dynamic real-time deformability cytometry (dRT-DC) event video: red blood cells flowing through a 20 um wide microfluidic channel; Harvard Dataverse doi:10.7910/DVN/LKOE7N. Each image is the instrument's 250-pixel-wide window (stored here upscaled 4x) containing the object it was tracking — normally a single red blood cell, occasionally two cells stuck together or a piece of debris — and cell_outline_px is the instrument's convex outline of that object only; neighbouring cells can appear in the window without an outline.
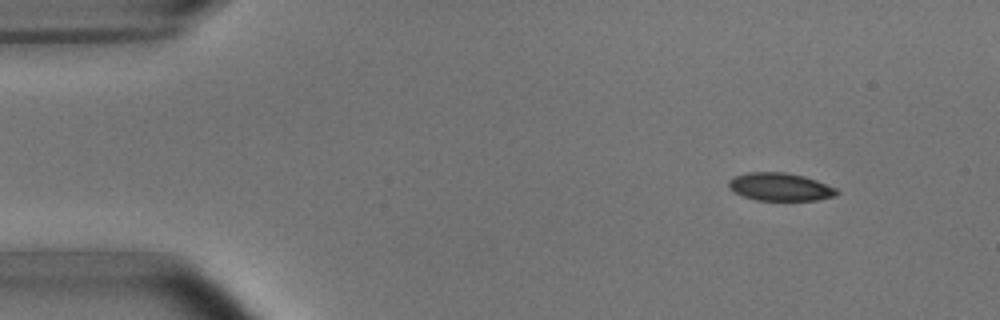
{"species": "common noctule bat (a hibernating species)", "species_latin": "Nyctalus noctula", "temperature_condition": "room temperature", "stored_images_in_passage": 7, "camera_frame_rate_fps": 3000, "um_per_image_px": 0.085, "animal": {"sex": "male", "body_mass_g": 15.6}, "frame": {"image": 1, "passage_image": 2, "time_ms": 1.0, "image_size_px": [1000, 320], "cell_outline_px": [[840, 192], [836, 196], [816, 200], [756, 200], [744, 196], [736, 192], [728, 184], [728, 180], [732, 176], [748, 172], [784, 172], [804, 176], [816, 180], [836, 188]], "centroid_in_image_um": [66.33, 15.87], "position_along_channel_um": 18.7, "area_um2": 17.51}}
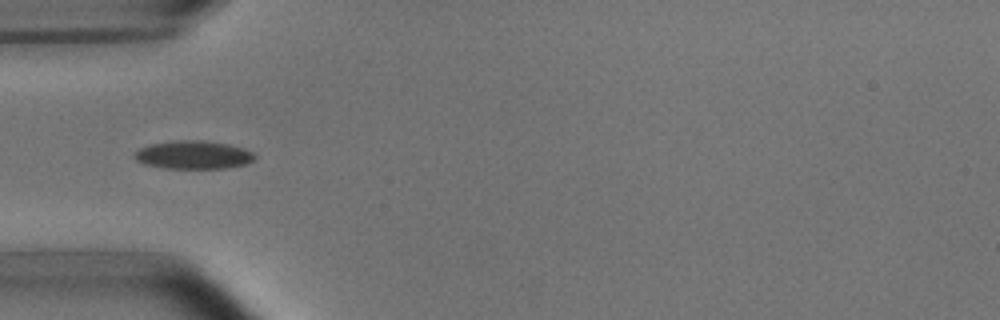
{"frame": {"image": 2, "passage_image": 5, "time_ms": 4.667, "image_size_px": [1000, 320], "cell_outline_px": [[256, 156], [252, 160], [244, 164], [224, 168], [164, 168], [144, 164], [136, 160], [132, 156], [140, 148], [148, 144], [176, 140], [204, 140], [228, 144], [244, 148], [252, 152]], "centroid_in_image_um": [16.4, 13.15], "position_along_channel_um": 68.6, "area_um2": 19.77}}
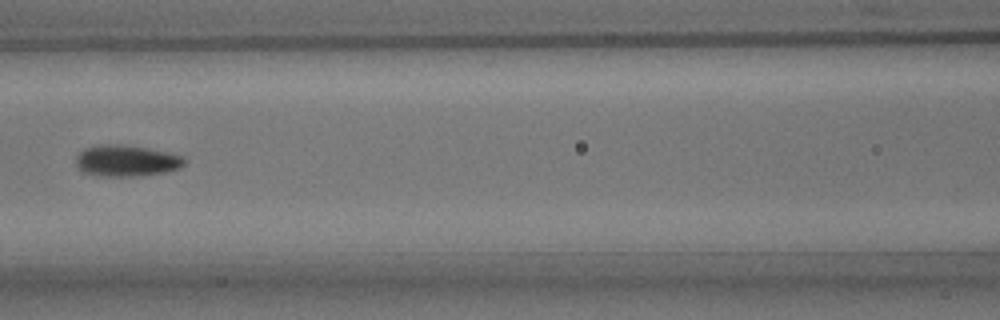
{"frame": {"image": 3, "passage_image": 7, "time_ms": 7.0, "image_size_px": [1000, 320], "cell_outline_px": [[188, 160], [180, 168], [164, 172], [136, 176], [100, 176], [84, 172], [76, 164], [76, 156], [84, 148], [108, 144], [116, 144], [144, 148], [168, 152], [184, 156]], "centroid_in_image_um": [10.78, 13.67], "position_along_channel_um": 155.8, "area_um2": 19.59}}